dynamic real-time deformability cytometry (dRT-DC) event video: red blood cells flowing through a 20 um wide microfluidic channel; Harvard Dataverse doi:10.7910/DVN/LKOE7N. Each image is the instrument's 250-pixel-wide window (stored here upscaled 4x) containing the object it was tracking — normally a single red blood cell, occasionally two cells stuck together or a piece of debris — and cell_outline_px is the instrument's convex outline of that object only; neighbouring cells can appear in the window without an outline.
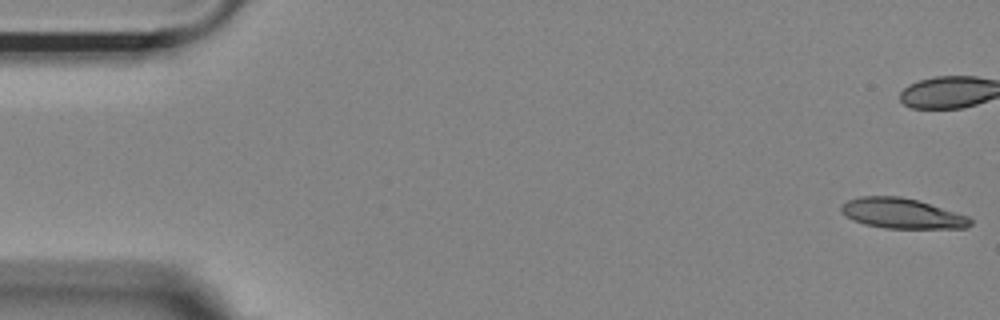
{"species": "Egyptian fruit bat (a non-hibernating species)", "species_latin": "Rousettus aegyptiacus", "temperature_condition": "room temperature", "stored_images_in_passage": 12, "camera_frame_rate_fps": 3000, "um_per_image_px": 0.085, "animal": {"sex": "female"}, "frame": {"image": 1, "passage_image": 1, "time_ms": 0.0, "image_size_px": [1000, 320], "cell_outline_px": [[972, 224], [964, 228], [884, 228], [864, 224], [852, 220], [840, 212], [840, 204], [848, 200], [860, 196], [900, 196], [916, 200], [968, 216], [972, 220]], "centroid_in_image_um": [76.61, 18.14], "position_along_channel_um": 8.4, "area_um2": 22.66}}